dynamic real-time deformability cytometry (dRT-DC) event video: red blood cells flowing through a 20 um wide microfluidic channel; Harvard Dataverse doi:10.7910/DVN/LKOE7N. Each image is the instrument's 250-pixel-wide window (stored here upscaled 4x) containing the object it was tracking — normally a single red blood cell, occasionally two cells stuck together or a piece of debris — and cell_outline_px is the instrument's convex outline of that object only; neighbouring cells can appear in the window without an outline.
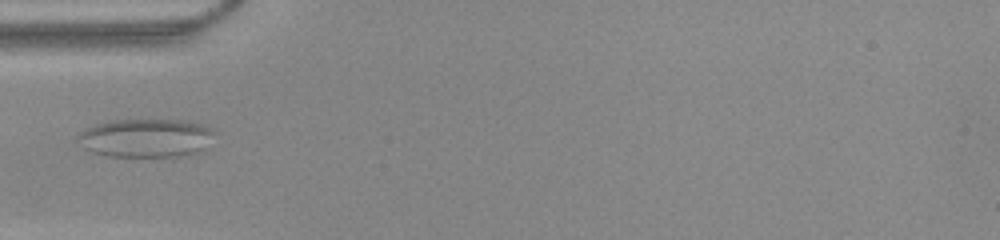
{"species": "common noctule bat (a hibernating species)", "species_latin": "Nyctalus noctula", "temperature_condition": "warm", "stored_images_in_passage": 36, "camera_frame_rate_fps": 3000, "um_per_image_px": 0.085, "animal": {"sex": "female", "body_mass_g": 22.0, "forearm_length_mm": 56.7}, "frame": {"image": 1, "passage_image": 1, "time_ms": 0.0, "image_size_px": [1000, 240], "cell_outline_px": [[216, 132], [204, 148], [188, 156], [108, 156], [92, 152], [84, 148], [76, 136], [84, 128], [96, 124], [112, 120], [184, 120], [200, 124], [212, 128]], "centroid_in_image_um": [12.39, 11.72], "position_along_channel_um": 72.6, "area_um2": 30.69}}
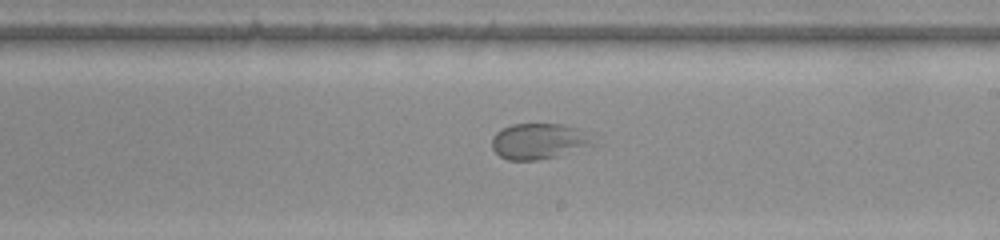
{"frame": {"image": 2, "passage_image": 14, "time_ms": 4.333, "image_size_px": [1000, 240], "cell_outline_px": [[592, 144], [556, 156], [536, 160], [508, 160], [500, 156], [492, 148], [492, 136], [496, 132], [512, 124], [564, 124], [576, 128]], "centroid_in_image_um": [45.64, 12.0], "position_along_channel_um": 243.4, "area_um2": 20.23}}
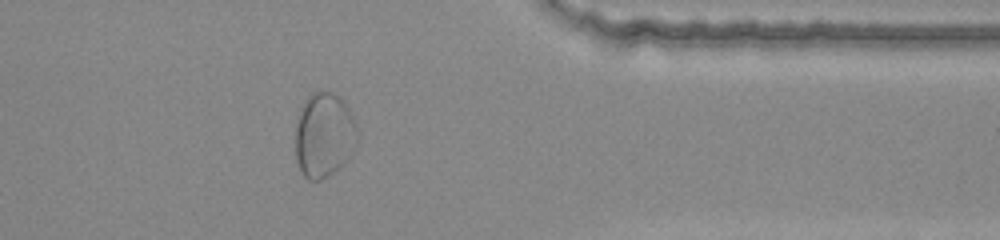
{"frame": {"image": 3, "passage_image": 26, "time_ms": 8.333, "image_size_px": [1000, 240], "cell_outline_px": [[356, 136], [348, 156], [328, 176], [320, 180], [308, 180], [300, 172], [296, 160], [296, 124], [300, 108], [304, 100], [312, 92], [332, 92], [348, 108], [352, 116], [356, 128]], "centroid_in_image_um": [27.47, 11.48], "position_along_channel_um": 383.9, "area_um2": 29.77}}